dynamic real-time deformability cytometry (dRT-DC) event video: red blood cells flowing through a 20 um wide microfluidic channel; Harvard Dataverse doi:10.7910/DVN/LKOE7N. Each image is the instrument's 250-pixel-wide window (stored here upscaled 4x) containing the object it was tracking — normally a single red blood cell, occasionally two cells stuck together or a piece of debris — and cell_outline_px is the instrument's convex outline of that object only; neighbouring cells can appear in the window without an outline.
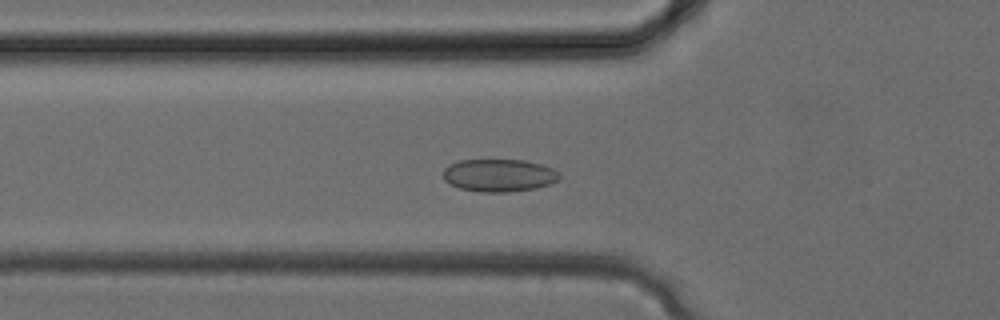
{"species": "common noctule bat (a hibernating species)", "species_latin": "Nyctalus noctula", "temperature_condition": "cold", "stored_images_in_passage": 33, "camera_frame_rate_fps": 3000, "um_per_image_px": 0.085, "animal": {"sex": "female", "body_mass_g": 24.6, "forearm_length_mm": 56.2}, "frame": {"image": 1, "passage_image": 12, "time_ms": 3.667, "image_size_px": [1000, 320], "cell_outline_px": [[560, 180], [552, 184], [536, 188], [508, 192], [480, 192], [460, 188], [448, 184], [444, 180], [444, 168], [448, 164], [460, 160], [524, 160], [540, 164], [552, 168], [560, 172]], "centroid_in_image_um": [42.43, 14.91], "position_along_channel_um": 83.4, "area_um2": 22.37}}
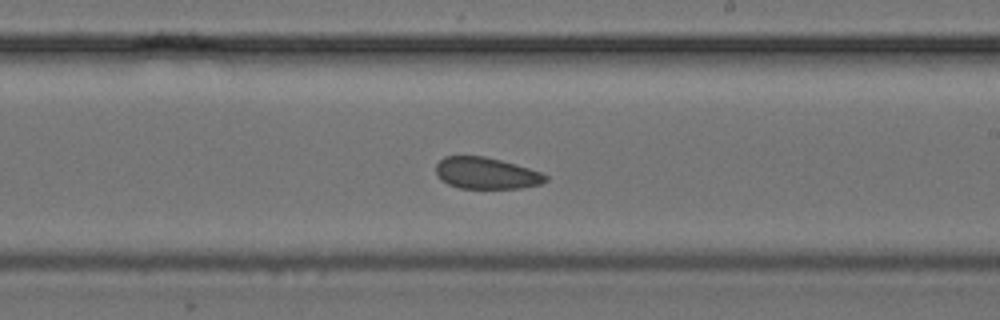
{"frame": {"image": 2, "passage_image": 20, "time_ms": 6.333, "image_size_px": [1000, 320], "cell_outline_px": [[548, 180], [540, 184], [520, 188], [460, 188], [448, 184], [440, 180], [436, 172], [436, 164], [444, 156], [484, 156], [516, 164], [540, 172], [548, 176]], "centroid_in_image_um": [41.31, 14.72], "position_along_channel_um": 247.7, "area_um2": 20.11}}
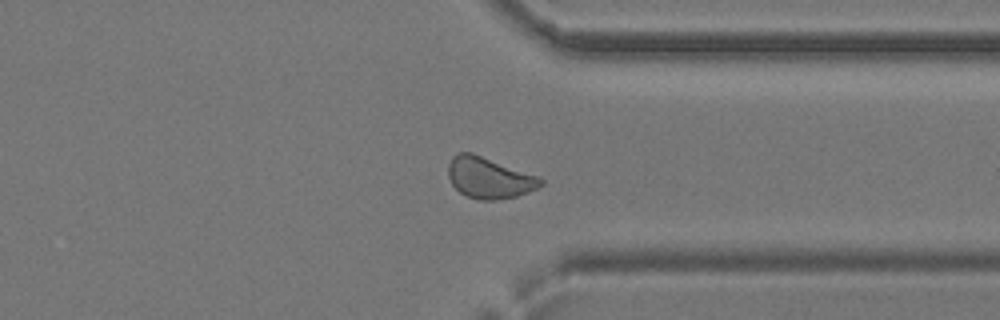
{"frame": {"image": 3, "passage_image": 26, "time_ms": 8.333, "image_size_px": [1000, 320], "cell_outline_px": [[544, 184], [528, 192], [516, 196], [496, 200], [476, 200], [460, 192], [452, 184], [448, 176], [448, 164], [452, 156], [460, 152], [472, 152], [540, 176], [544, 180]], "centroid_in_image_um": [41.59, 15.1], "position_along_channel_um": 369.8, "area_um2": 22.37}}